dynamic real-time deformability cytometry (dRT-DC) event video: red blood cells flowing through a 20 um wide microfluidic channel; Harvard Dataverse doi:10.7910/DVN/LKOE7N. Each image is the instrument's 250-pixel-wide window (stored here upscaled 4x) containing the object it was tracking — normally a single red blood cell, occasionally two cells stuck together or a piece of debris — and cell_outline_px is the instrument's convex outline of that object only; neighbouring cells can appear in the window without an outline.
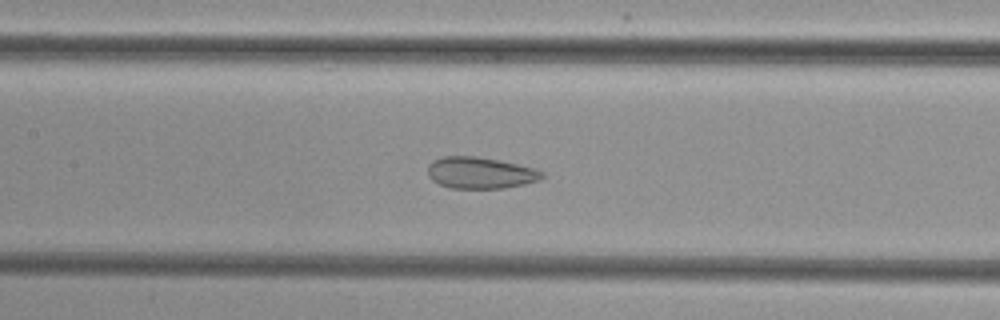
{"species": "common noctule bat (a hibernating species)", "species_latin": "Nyctalus noctula", "temperature_condition": "cold", "stored_images_in_passage": 37, "camera_frame_rate_fps": 3000, "um_per_image_px": 0.085, "animal": {"sex": "female", "body_mass_g": 29.2, "forearm_length_mm": 56.3}, "frame": {"image": 1, "passage_image": 16, "time_ms": 5.0, "image_size_px": [1000, 320], "cell_outline_px": [[544, 176], [540, 180], [524, 184], [504, 188], [448, 188], [432, 180], [428, 176], [428, 164], [432, 160], [444, 156], [476, 156], [500, 160], [536, 168], [544, 172]], "centroid_in_image_um": [40.83, 14.68], "position_along_channel_um": 166.6, "area_um2": 21.21}}
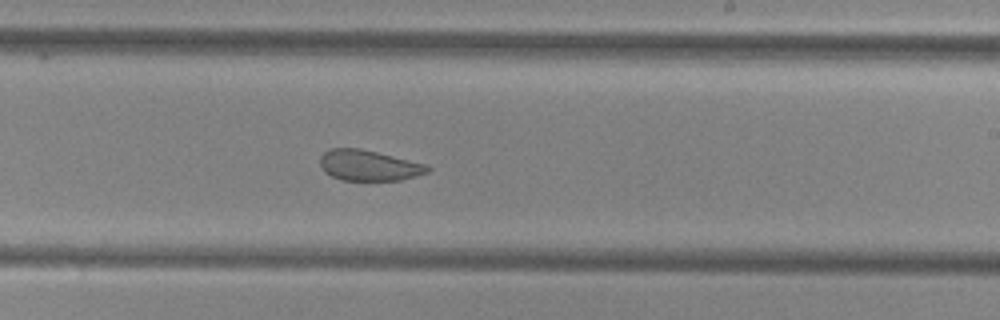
{"frame": {"image": 2, "passage_image": 23, "time_ms": 7.333, "image_size_px": [1000, 320], "cell_outline_px": [[432, 168], [428, 172], [416, 176], [400, 180], [340, 180], [324, 172], [320, 164], [320, 156], [324, 152], [332, 148], [360, 148], [428, 164]], "centroid_in_image_um": [31.36, 14.06], "position_along_channel_um": 257.6, "area_um2": 19.31}}
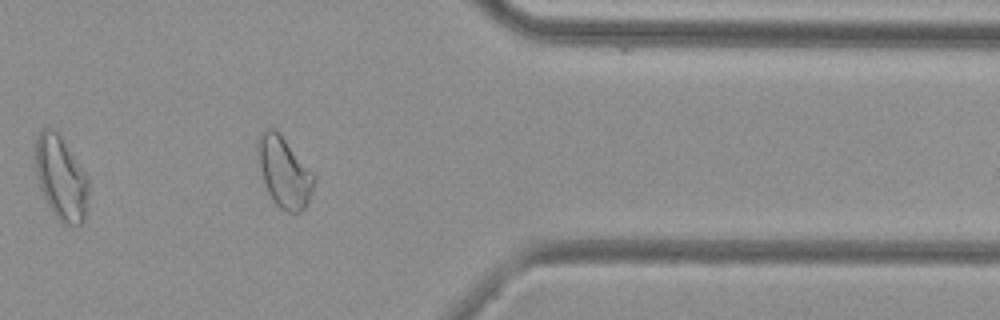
{"frame": {"image": 3, "passage_image": 34, "time_ms": 11.0, "image_size_px": [1000, 320], "cell_outline_px": [[316, 180], [312, 192], [304, 208], [300, 212], [288, 212], [280, 208], [272, 200], [268, 192], [256, 160], [256, 140], [260, 132], [264, 128], [272, 128], [284, 140], [316, 176]], "centroid_in_image_um": [24.1, 14.63], "position_along_channel_um": 387.3, "area_um2": 23.0}}